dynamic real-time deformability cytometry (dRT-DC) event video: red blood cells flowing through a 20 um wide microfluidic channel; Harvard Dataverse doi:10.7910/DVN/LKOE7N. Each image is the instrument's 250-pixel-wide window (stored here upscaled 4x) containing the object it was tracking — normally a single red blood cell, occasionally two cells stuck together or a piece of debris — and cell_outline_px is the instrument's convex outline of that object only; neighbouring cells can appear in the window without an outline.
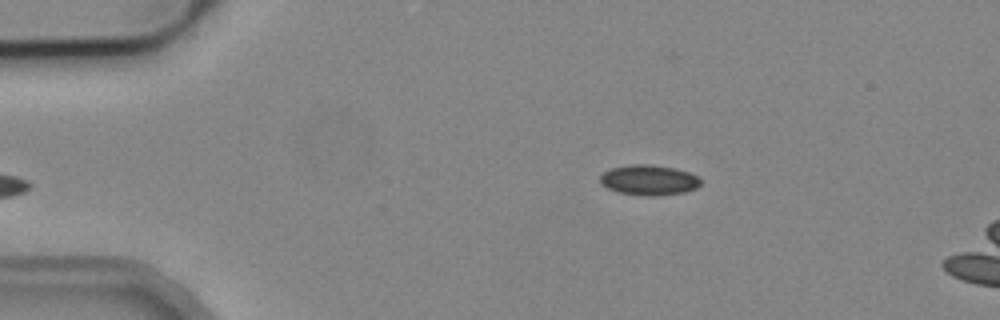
{"species": "common noctule bat (a hibernating species)", "species_latin": "Nyctalus noctula", "temperature_condition": "cold", "stored_images_in_passage": 3, "camera_frame_rate_fps": 3000, "um_per_image_px": 0.085, "animal": {"sex": "male", "body_mass_g": 19.2, "forearm_length_mm": 51.8}, "frame": {"image": 1, "passage_image": 3, "time_ms": 2.333, "image_size_px": [1000, 320], "cell_outline_px": [[700, 184], [696, 188], [684, 192], [652, 196], [648, 196], [616, 192], [600, 184], [600, 176], [604, 172], [612, 168], [632, 164], [648, 164], [676, 168], [688, 172], [696, 176], [700, 180]], "centroid_in_image_um": [55.13, 15.3], "position_along_channel_um": 29.9, "area_um2": 17.63}}